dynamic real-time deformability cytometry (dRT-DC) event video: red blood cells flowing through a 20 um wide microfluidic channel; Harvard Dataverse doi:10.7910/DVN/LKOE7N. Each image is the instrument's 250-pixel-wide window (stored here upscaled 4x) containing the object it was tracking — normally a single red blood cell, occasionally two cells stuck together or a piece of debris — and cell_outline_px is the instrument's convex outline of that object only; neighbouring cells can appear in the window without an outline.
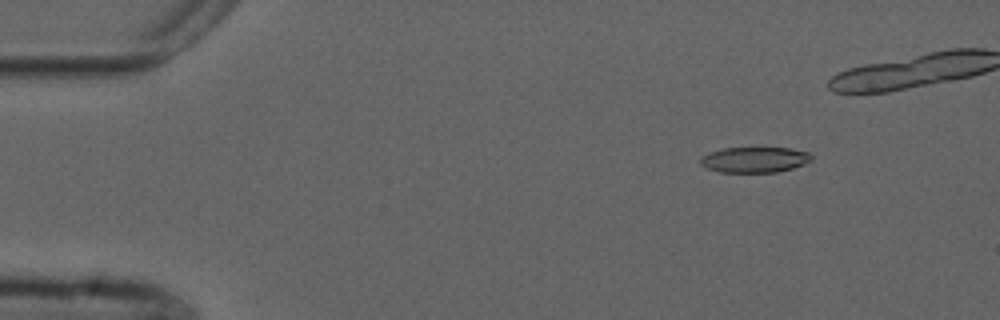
{"species": "common noctule bat (a hibernating species)", "species_latin": "Nyctalus noctula", "temperature_condition": "cold", "stored_images_in_passage": 44, "camera_frame_rate_fps": 3000, "um_per_image_px": 0.085, "animal": {"sex": "male", "forearm_length_mm": 52.5}, "frame": {"image": 1, "passage_image": 7, "time_ms": 2.0, "image_size_px": [1000, 320], "cell_outline_px": [[812, 160], [804, 164], [792, 168], [776, 172], [720, 172], [708, 168], [700, 164], [700, 156], [708, 152], [724, 148], [788, 148], [808, 152], [812, 156]], "centroid_in_image_um": [64.12, 13.57], "position_along_channel_um": 20.9, "area_um2": 16.53}}
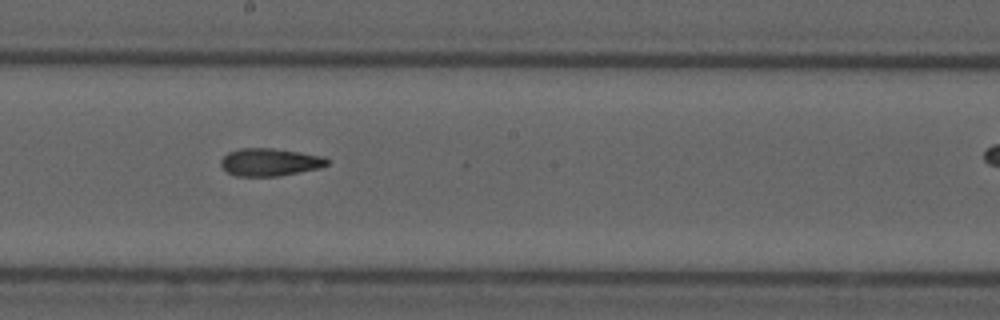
{"frame": {"image": 2, "passage_image": 30, "time_ms": 9.667, "image_size_px": [1000, 320], "cell_outline_px": [[328, 164], [320, 168], [280, 176], [236, 176], [228, 172], [220, 164], [220, 160], [228, 152], [240, 148], [272, 148], [300, 152], [324, 156], [328, 160]], "centroid_in_image_um": [22.94, 13.78], "position_along_channel_um": 225.3, "area_um2": 17.17}}
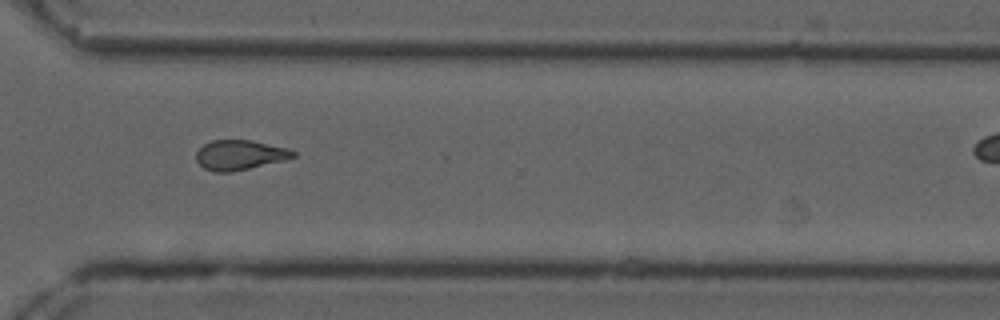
{"frame": {"image": 3, "passage_image": 40, "time_ms": 13.0, "image_size_px": [1000, 320], "cell_outline_px": [[296, 156], [284, 160], [232, 172], [212, 172], [204, 168], [196, 160], [196, 152], [204, 144], [212, 140], [252, 140], [288, 148], [296, 152]], "centroid_in_image_um": [20.38, 13.17], "position_along_channel_um": 350.2, "area_um2": 16.88}}